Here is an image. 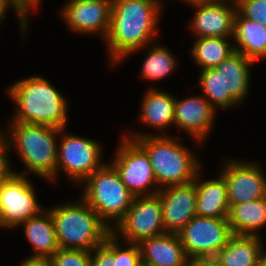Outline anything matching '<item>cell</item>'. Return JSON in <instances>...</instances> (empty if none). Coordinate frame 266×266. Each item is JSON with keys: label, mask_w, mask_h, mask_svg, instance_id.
I'll return each mask as SVG.
<instances>
[{"label": "cell", "mask_w": 266, "mask_h": 266, "mask_svg": "<svg viewBox=\"0 0 266 266\" xmlns=\"http://www.w3.org/2000/svg\"><path fill=\"white\" fill-rule=\"evenodd\" d=\"M13 11L15 15L17 16V21L19 22V32L21 33L20 36L22 40L27 38L28 27L30 26V19L22 10L21 8L14 2V0H0V26L2 20L6 19L7 12Z\"/></svg>", "instance_id": "cell-31"}, {"label": "cell", "mask_w": 266, "mask_h": 266, "mask_svg": "<svg viewBox=\"0 0 266 266\" xmlns=\"http://www.w3.org/2000/svg\"><path fill=\"white\" fill-rule=\"evenodd\" d=\"M197 82L202 90L201 94L203 93L202 95L216 110L228 111L230 108H241L231 95H224L223 75L216 68L200 70Z\"/></svg>", "instance_id": "cell-27"}, {"label": "cell", "mask_w": 266, "mask_h": 266, "mask_svg": "<svg viewBox=\"0 0 266 266\" xmlns=\"http://www.w3.org/2000/svg\"><path fill=\"white\" fill-rule=\"evenodd\" d=\"M163 233L166 232L158 194L134 197L125 216L112 229L119 240L134 244Z\"/></svg>", "instance_id": "cell-10"}, {"label": "cell", "mask_w": 266, "mask_h": 266, "mask_svg": "<svg viewBox=\"0 0 266 266\" xmlns=\"http://www.w3.org/2000/svg\"><path fill=\"white\" fill-rule=\"evenodd\" d=\"M113 234L91 251V266H113Z\"/></svg>", "instance_id": "cell-32"}, {"label": "cell", "mask_w": 266, "mask_h": 266, "mask_svg": "<svg viewBox=\"0 0 266 266\" xmlns=\"http://www.w3.org/2000/svg\"><path fill=\"white\" fill-rule=\"evenodd\" d=\"M14 2L21 8V0H14Z\"/></svg>", "instance_id": "cell-40"}, {"label": "cell", "mask_w": 266, "mask_h": 266, "mask_svg": "<svg viewBox=\"0 0 266 266\" xmlns=\"http://www.w3.org/2000/svg\"><path fill=\"white\" fill-rule=\"evenodd\" d=\"M18 227L23 228L24 236L33 249V254L28 258L49 259L60 249L56 239L54 220L47 208Z\"/></svg>", "instance_id": "cell-20"}, {"label": "cell", "mask_w": 266, "mask_h": 266, "mask_svg": "<svg viewBox=\"0 0 266 266\" xmlns=\"http://www.w3.org/2000/svg\"><path fill=\"white\" fill-rule=\"evenodd\" d=\"M45 76L32 75L8 87V97L15 104L8 122L43 124L67 128L69 99Z\"/></svg>", "instance_id": "cell-2"}, {"label": "cell", "mask_w": 266, "mask_h": 266, "mask_svg": "<svg viewBox=\"0 0 266 266\" xmlns=\"http://www.w3.org/2000/svg\"><path fill=\"white\" fill-rule=\"evenodd\" d=\"M140 259L138 244L121 241L113 234V266H135Z\"/></svg>", "instance_id": "cell-28"}, {"label": "cell", "mask_w": 266, "mask_h": 266, "mask_svg": "<svg viewBox=\"0 0 266 266\" xmlns=\"http://www.w3.org/2000/svg\"><path fill=\"white\" fill-rule=\"evenodd\" d=\"M262 237L233 235L216 257L223 266H257L266 250Z\"/></svg>", "instance_id": "cell-24"}, {"label": "cell", "mask_w": 266, "mask_h": 266, "mask_svg": "<svg viewBox=\"0 0 266 266\" xmlns=\"http://www.w3.org/2000/svg\"><path fill=\"white\" fill-rule=\"evenodd\" d=\"M188 5L195 11L187 28L196 38L233 37L237 13L235 0H200Z\"/></svg>", "instance_id": "cell-14"}, {"label": "cell", "mask_w": 266, "mask_h": 266, "mask_svg": "<svg viewBox=\"0 0 266 266\" xmlns=\"http://www.w3.org/2000/svg\"><path fill=\"white\" fill-rule=\"evenodd\" d=\"M98 140L81 135L70 134L65 128L60 129L56 183L64 173L67 181L79 187L95 170L100 168L104 161V148ZM103 154V155H102ZM103 156V157H102Z\"/></svg>", "instance_id": "cell-7"}, {"label": "cell", "mask_w": 266, "mask_h": 266, "mask_svg": "<svg viewBox=\"0 0 266 266\" xmlns=\"http://www.w3.org/2000/svg\"><path fill=\"white\" fill-rule=\"evenodd\" d=\"M109 161L118 172L121 181L135 196H150L157 194L160 188L157 185L154 171L146 151L133 139L123 134Z\"/></svg>", "instance_id": "cell-8"}, {"label": "cell", "mask_w": 266, "mask_h": 266, "mask_svg": "<svg viewBox=\"0 0 266 266\" xmlns=\"http://www.w3.org/2000/svg\"><path fill=\"white\" fill-rule=\"evenodd\" d=\"M79 187L83 192L80 197L111 230L125 216L135 197L109 162L95 170Z\"/></svg>", "instance_id": "cell-6"}, {"label": "cell", "mask_w": 266, "mask_h": 266, "mask_svg": "<svg viewBox=\"0 0 266 266\" xmlns=\"http://www.w3.org/2000/svg\"><path fill=\"white\" fill-rule=\"evenodd\" d=\"M9 154L11 153L7 138L2 129H0V186L14 172Z\"/></svg>", "instance_id": "cell-33"}, {"label": "cell", "mask_w": 266, "mask_h": 266, "mask_svg": "<svg viewBox=\"0 0 266 266\" xmlns=\"http://www.w3.org/2000/svg\"><path fill=\"white\" fill-rule=\"evenodd\" d=\"M141 50L142 52L147 50L139 71L141 79H145V81L156 82L168 77L170 78L171 73L173 74L179 66L178 57L173 53L172 49H169V47L163 44H159V42H154L142 49L136 50L125 59L131 58L133 54H138Z\"/></svg>", "instance_id": "cell-25"}, {"label": "cell", "mask_w": 266, "mask_h": 266, "mask_svg": "<svg viewBox=\"0 0 266 266\" xmlns=\"http://www.w3.org/2000/svg\"><path fill=\"white\" fill-rule=\"evenodd\" d=\"M139 116H137L140 125L148 126L158 131L156 134L133 130L125 132L124 136L130 139H137L148 135H168L166 130L170 131V127H174V106L175 96L169 92L162 91L156 87H149L145 90L140 102Z\"/></svg>", "instance_id": "cell-16"}, {"label": "cell", "mask_w": 266, "mask_h": 266, "mask_svg": "<svg viewBox=\"0 0 266 266\" xmlns=\"http://www.w3.org/2000/svg\"><path fill=\"white\" fill-rule=\"evenodd\" d=\"M141 259L150 266H188L189 259L177 233H163L139 244Z\"/></svg>", "instance_id": "cell-19"}, {"label": "cell", "mask_w": 266, "mask_h": 266, "mask_svg": "<svg viewBox=\"0 0 266 266\" xmlns=\"http://www.w3.org/2000/svg\"><path fill=\"white\" fill-rule=\"evenodd\" d=\"M237 11L245 18L266 27V0H235Z\"/></svg>", "instance_id": "cell-30"}, {"label": "cell", "mask_w": 266, "mask_h": 266, "mask_svg": "<svg viewBox=\"0 0 266 266\" xmlns=\"http://www.w3.org/2000/svg\"><path fill=\"white\" fill-rule=\"evenodd\" d=\"M49 262L51 266H91V252L60 248Z\"/></svg>", "instance_id": "cell-29"}, {"label": "cell", "mask_w": 266, "mask_h": 266, "mask_svg": "<svg viewBox=\"0 0 266 266\" xmlns=\"http://www.w3.org/2000/svg\"><path fill=\"white\" fill-rule=\"evenodd\" d=\"M201 168L195 176L196 216L227 219L229 212L227 185L218 172L216 178L203 179Z\"/></svg>", "instance_id": "cell-18"}, {"label": "cell", "mask_w": 266, "mask_h": 266, "mask_svg": "<svg viewBox=\"0 0 266 266\" xmlns=\"http://www.w3.org/2000/svg\"><path fill=\"white\" fill-rule=\"evenodd\" d=\"M163 8L160 0H112L110 27L103 40L111 67L158 41Z\"/></svg>", "instance_id": "cell-1"}, {"label": "cell", "mask_w": 266, "mask_h": 266, "mask_svg": "<svg viewBox=\"0 0 266 266\" xmlns=\"http://www.w3.org/2000/svg\"><path fill=\"white\" fill-rule=\"evenodd\" d=\"M29 176L12 173L0 186V228L16 229L45 208Z\"/></svg>", "instance_id": "cell-9"}, {"label": "cell", "mask_w": 266, "mask_h": 266, "mask_svg": "<svg viewBox=\"0 0 266 266\" xmlns=\"http://www.w3.org/2000/svg\"><path fill=\"white\" fill-rule=\"evenodd\" d=\"M221 162L219 173L227 185L229 207L266 197V171L263 165L234 157L224 158Z\"/></svg>", "instance_id": "cell-12"}, {"label": "cell", "mask_w": 266, "mask_h": 266, "mask_svg": "<svg viewBox=\"0 0 266 266\" xmlns=\"http://www.w3.org/2000/svg\"><path fill=\"white\" fill-rule=\"evenodd\" d=\"M135 266H150L144 260L140 259Z\"/></svg>", "instance_id": "cell-38"}, {"label": "cell", "mask_w": 266, "mask_h": 266, "mask_svg": "<svg viewBox=\"0 0 266 266\" xmlns=\"http://www.w3.org/2000/svg\"><path fill=\"white\" fill-rule=\"evenodd\" d=\"M112 10V0H67L59 15L69 32L106 38Z\"/></svg>", "instance_id": "cell-13"}, {"label": "cell", "mask_w": 266, "mask_h": 266, "mask_svg": "<svg viewBox=\"0 0 266 266\" xmlns=\"http://www.w3.org/2000/svg\"><path fill=\"white\" fill-rule=\"evenodd\" d=\"M257 266H266V250L262 253Z\"/></svg>", "instance_id": "cell-37"}, {"label": "cell", "mask_w": 266, "mask_h": 266, "mask_svg": "<svg viewBox=\"0 0 266 266\" xmlns=\"http://www.w3.org/2000/svg\"><path fill=\"white\" fill-rule=\"evenodd\" d=\"M161 1V3H162V5H163V7H164V9H165V6H167V5H165L166 4V1L164 0H160ZM165 3V4H164Z\"/></svg>", "instance_id": "cell-41"}, {"label": "cell", "mask_w": 266, "mask_h": 266, "mask_svg": "<svg viewBox=\"0 0 266 266\" xmlns=\"http://www.w3.org/2000/svg\"><path fill=\"white\" fill-rule=\"evenodd\" d=\"M19 266H51L47 258H28L23 259Z\"/></svg>", "instance_id": "cell-36"}, {"label": "cell", "mask_w": 266, "mask_h": 266, "mask_svg": "<svg viewBox=\"0 0 266 266\" xmlns=\"http://www.w3.org/2000/svg\"><path fill=\"white\" fill-rule=\"evenodd\" d=\"M4 132L10 153L15 152L24 170L14 173L56 182L57 151L60 129L43 124L7 122Z\"/></svg>", "instance_id": "cell-3"}, {"label": "cell", "mask_w": 266, "mask_h": 266, "mask_svg": "<svg viewBox=\"0 0 266 266\" xmlns=\"http://www.w3.org/2000/svg\"><path fill=\"white\" fill-rule=\"evenodd\" d=\"M233 42L235 51L255 63L266 58V27L245 18L238 11L235 17Z\"/></svg>", "instance_id": "cell-22"}, {"label": "cell", "mask_w": 266, "mask_h": 266, "mask_svg": "<svg viewBox=\"0 0 266 266\" xmlns=\"http://www.w3.org/2000/svg\"><path fill=\"white\" fill-rule=\"evenodd\" d=\"M254 61L235 51L216 69L223 75L224 95H231L241 106L249 96Z\"/></svg>", "instance_id": "cell-21"}, {"label": "cell", "mask_w": 266, "mask_h": 266, "mask_svg": "<svg viewBox=\"0 0 266 266\" xmlns=\"http://www.w3.org/2000/svg\"><path fill=\"white\" fill-rule=\"evenodd\" d=\"M227 220L233 235L261 237L260 229L266 226V197L231 205Z\"/></svg>", "instance_id": "cell-23"}, {"label": "cell", "mask_w": 266, "mask_h": 266, "mask_svg": "<svg viewBox=\"0 0 266 266\" xmlns=\"http://www.w3.org/2000/svg\"><path fill=\"white\" fill-rule=\"evenodd\" d=\"M42 1L43 0H21V10L30 17L33 11L35 12L38 7L40 8Z\"/></svg>", "instance_id": "cell-35"}, {"label": "cell", "mask_w": 266, "mask_h": 266, "mask_svg": "<svg viewBox=\"0 0 266 266\" xmlns=\"http://www.w3.org/2000/svg\"><path fill=\"white\" fill-rule=\"evenodd\" d=\"M217 110L202 95H192L178 99L175 96L174 126L178 133H187L197 146H202L209 139L214 129ZM214 123V124H213Z\"/></svg>", "instance_id": "cell-15"}, {"label": "cell", "mask_w": 266, "mask_h": 266, "mask_svg": "<svg viewBox=\"0 0 266 266\" xmlns=\"http://www.w3.org/2000/svg\"><path fill=\"white\" fill-rule=\"evenodd\" d=\"M189 260L215 257L233 236L227 219L194 216L178 233Z\"/></svg>", "instance_id": "cell-11"}, {"label": "cell", "mask_w": 266, "mask_h": 266, "mask_svg": "<svg viewBox=\"0 0 266 266\" xmlns=\"http://www.w3.org/2000/svg\"><path fill=\"white\" fill-rule=\"evenodd\" d=\"M180 137L169 134L134 139L146 151L160 189L190 183L203 168L197 153L182 143Z\"/></svg>", "instance_id": "cell-5"}, {"label": "cell", "mask_w": 266, "mask_h": 266, "mask_svg": "<svg viewBox=\"0 0 266 266\" xmlns=\"http://www.w3.org/2000/svg\"><path fill=\"white\" fill-rule=\"evenodd\" d=\"M188 266H223L217 257H199L189 260Z\"/></svg>", "instance_id": "cell-34"}, {"label": "cell", "mask_w": 266, "mask_h": 266, "mask_svg": "<svg viewBox=\"0 0 266 266\" xmlns=\"http://www.w3.org/2000/svg\"><path fill=\"white\" fill-rule=\"evenodd\" d=\"M234 52L233 37H200L193 41L189 55L204 70L216 68Z\"/></svg>", "instance_id": "cell-26"}, {"label": "cell", "mask_w": 266, "mask_h": 266, "mask_svg": "<svg viewBox=\"0 0 266 266\" xmlns=\"http://www.w3.org/2000/svg\"><path fill=\"white\" fill-rule=\"evenodd\" d=\"M59 248L91 252L112 233L110 227L82 199L49 206Z\"/></svg>", "instance_id": "cell-4"}, {"label": "cell", "mask_w": 266, "mask_h": 266, "mask_svg": "<svg viewBox=\"0 0 266 266\" xmlns=\"http://www.w3.org/2000/svg\"><path fill=\"white\" fill-rule=\"evenodd\" d=\"M157 194L161 199L165 232L178 234L196 216L195 181L163 187Z\"/></svg>", "instance_id": "cell-17"}, {"label": "cell", "mask_w": 266, "mask_h": 266, "mask_svg": "<svg viewBox=\"0 0 266 266\" xmlns=\"http://www.w3.org/2000/svg\"><path fill=\"white\" fill-rule=\"evenodd\" d=\"M187 2V4H190V3H194V2H197V1H200V0H182V2Z\"/></svg>", "instance_id": "cell-39"}]
</instances>
